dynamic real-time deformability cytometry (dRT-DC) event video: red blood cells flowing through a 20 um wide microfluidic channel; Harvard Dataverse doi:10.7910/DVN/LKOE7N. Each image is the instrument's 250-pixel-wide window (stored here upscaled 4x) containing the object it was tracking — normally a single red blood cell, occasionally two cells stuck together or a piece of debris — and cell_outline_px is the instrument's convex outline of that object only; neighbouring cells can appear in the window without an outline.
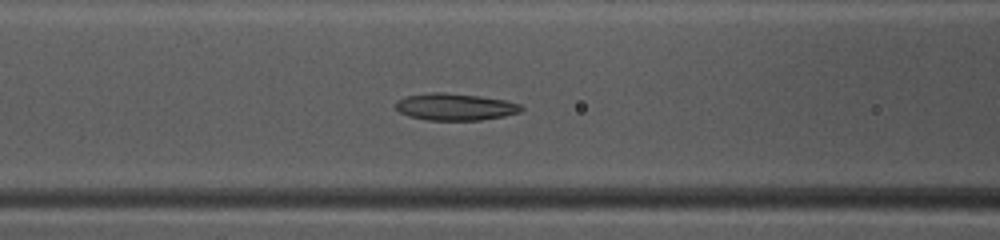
{"species": "common noctule bat (a hibernating species)", "species_latin": "Nyctalus noctula", "temperature_condition": "warm", "stored_images_in_passage": 24, "camera_frame_rate_fps": 3000, "um_per_image_px": 0.085, "animal": {"sex": "female", "body_mass_g": 10.0, "forearm_length_mm": 53.1}, "frame": {"image": 1, "passage_image": 9, "time_ms": 2.667, "image_size_px": [1000, 240], "cell_outline_px": [[524, 108], [520, 112], [504, 116], [480, 120], [428, 120], [408, 116], [400, 112], [396, 108], [396, 100], [404, 96], [432, 92], [440, 92], [480, 96], [504, 100], [520, 104]], "centroid_in_image_um": [38.66, 9.08], "position_along_channel_um": 127.9, "area_um2": 19.71}}
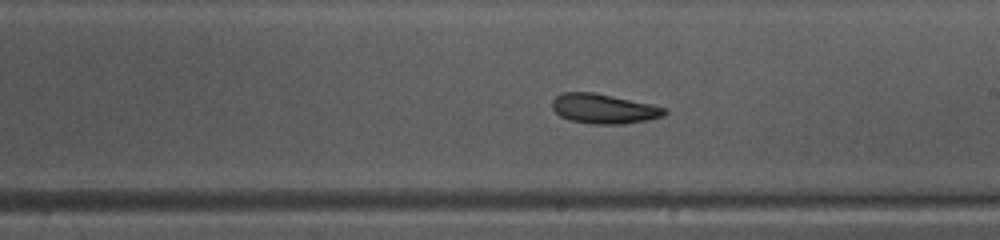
{"frame": {"image": 2, "passage_image": 17, "time_ms": 5.333, "image_size_px": [1000, 240], "cell_outline_px": [[668, 112], [664, 116], [648, 120], [624, 124], [592, 124], [572, 120], [560, 116], [552, 108], [552, 100], [556, 96], [564, 92], [592, 92], [652, 104], [668, 108]], "centroid_in_image_um": [51.36, 9.24], "position_along_channel_um": 237.6, "area_um2": 19.48}}
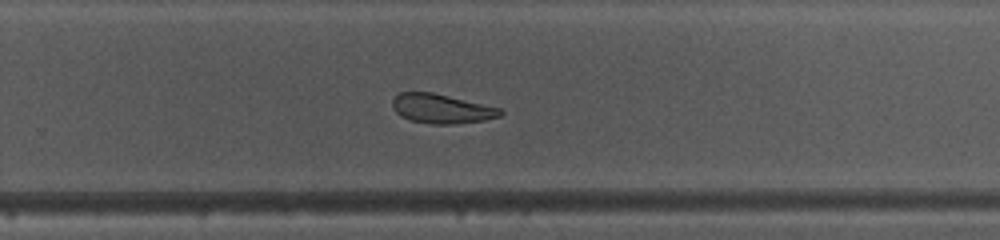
{"frame": {"image": 3, "passage_image": 21, "time_ms": 6.667, "image_size_px": [1000, 240], "cell_outline_px": [[504, 112], [500, 116], [484, 120], [452, 124], [432, 124], [412, 120], [400, 116], [392, 108], [392, 100], [400, 92], [432, 92], [500, 108]], "centroid_in_image_um": [37.51, 9.24], "position_along_channel_um": 292.3, "area_um2": 18.26}}